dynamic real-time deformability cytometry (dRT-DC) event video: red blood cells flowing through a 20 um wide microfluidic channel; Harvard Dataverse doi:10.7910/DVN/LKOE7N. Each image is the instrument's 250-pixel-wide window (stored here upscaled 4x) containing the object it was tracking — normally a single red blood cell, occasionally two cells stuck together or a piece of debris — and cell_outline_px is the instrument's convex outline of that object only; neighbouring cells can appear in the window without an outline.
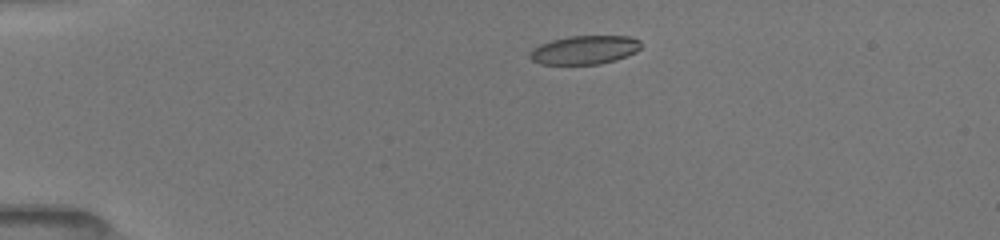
{"species": "common noctule bat (a hibernating species)", "species_latin": "Nyctalus noctula", "temperature_condition": "room temperature", "stored_images_in_passage": 5, "camera_frame_rate_fps": 3000, "um_per_image_px": 0.085, "animal": {"sex": "female", "body_mass_g": 19.5, "forearm_length_mm": 54.1}, "frame": {"image": 1, "passage_image": 2, "time_ms": 1.0, "image_size_px": [1000, 240], "cell_outline_px": [[640, 48], [636, 52], [616, 60], [600, 64], [540, 64], [532, 60], [528, 56], [532, 48], [540, 44], [552, 40], [568, 36], [632, 36], [640, 40]], "centroid_in_image_um": [49.68, 4.24], "position_along_channel_um": 35.3, "area_um2": 18.67}}
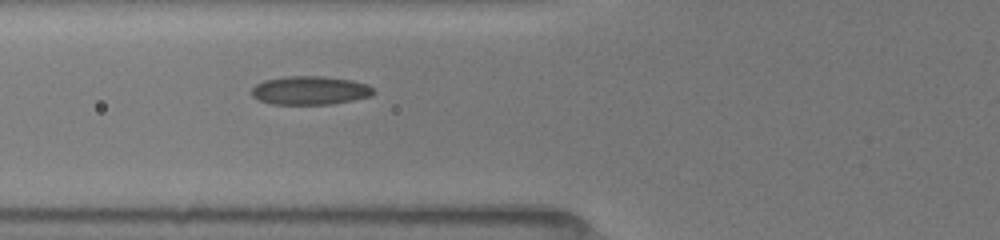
{"frame": {"image": 2, "passage_image": 5, "time_ms": 4.0, "image_size_px": [1000, 240], "cell_outline_px": [[376, 92], [372, 96], [332, 104], [272, 104], [260, 100], [252, 96], [252, 88], [256, 84], [264, 80], [288, 76], [324, 76], [352, 80], [368, 84]], "centroid_in_image_um": [26.38, 7.68], "position_along_channel_um": 99.4, "area_um2": 20.35}}